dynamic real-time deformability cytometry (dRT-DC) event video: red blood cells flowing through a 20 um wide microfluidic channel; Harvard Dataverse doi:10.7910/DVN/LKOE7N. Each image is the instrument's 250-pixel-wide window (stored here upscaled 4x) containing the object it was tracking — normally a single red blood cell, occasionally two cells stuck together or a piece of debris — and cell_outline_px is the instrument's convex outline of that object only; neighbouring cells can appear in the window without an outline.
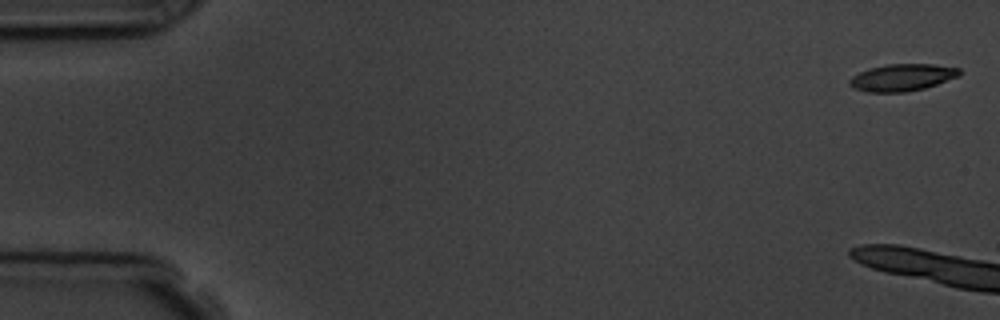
{"species": "common noctule bat (a hibernating species)", "species_latin": "Nyctalus noctula", "temperature_condition": "room temperature", "stored_images_in_passage": 7, "camera_frame_rate_fps": 3000, "um_per_image_px": 0.085, "animal": {"sex": "male", "body_mass_g": 19.5, "forearm_length_mm": 54.6}, "frame": {"image": 1, "passage_image": 1, "time_ms": 0.0, "image_size_px": [1000, 320], "cell_outline_px": [[960, 76], [924, 88], [904, 92], [868, 92], [856, 88], [848, 84], [848, 80], [852, 76], [868, 68], [888, 64], [936, 64], [960, 68]], "centroid_in_image_um": [76.69, 6.57], "position_along_channel_um": 8.3, "area_um2": 17.28}}